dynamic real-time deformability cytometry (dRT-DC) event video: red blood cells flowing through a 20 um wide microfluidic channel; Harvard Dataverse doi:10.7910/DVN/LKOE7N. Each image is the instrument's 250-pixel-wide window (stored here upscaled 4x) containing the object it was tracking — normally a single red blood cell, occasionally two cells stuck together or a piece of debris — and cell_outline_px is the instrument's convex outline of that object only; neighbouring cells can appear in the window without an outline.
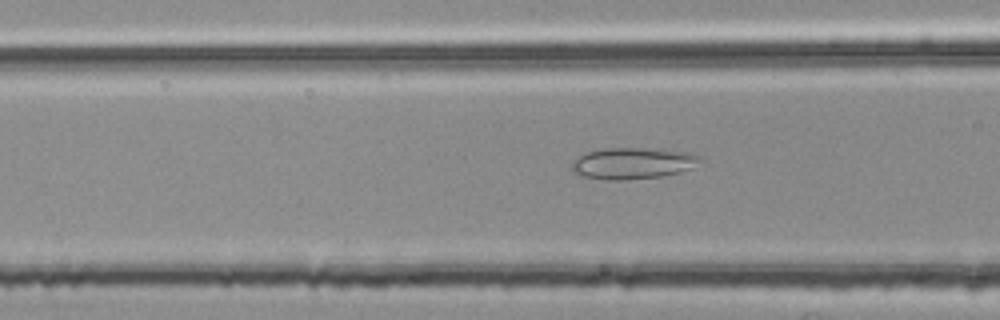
{"species": "common noctule bat (a hibernating species)", "species_latin": "Nyctalus noctula", "temperature_condition": "room temperature", "stored_images_in_passage": 4, "camera_frame_rate_fps": 3000, "um_per_image_px": 0.085, "animal": {"sex": "female", "body_mass_g": 25.1}, "frame": {"image": 1, "passage_image": 4, "time_ms": 1.0, "image_size_px": [1000, 320], "cell_outline_px": [[704, 160], [692, 168], [680, 172], [660, 176], [628, 180], [604, 180], [584, 176], [572, 172], [572, 160], [588, 152], [604, 148], [664, 148], [692, 152], [700, 156]], "centroid_in_image_um": [53.85, 13.86], "position_along_channel_um": 112.7, "area_um2": 23.93}}